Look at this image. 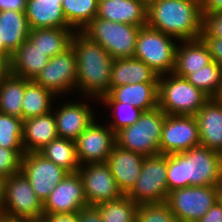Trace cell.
Wrapping results in <instances>:
<instances>
[{
	"mask_svg": "<svg viewBox=\"0 0 222 222\" xmlns=\"http://www.w3.org/2000/svg\"><path fill=\"white\" fill-rule=\"evenodd\" d=\"M77 62L76 94L97 104L110 91L113 57L98 43L90 40L81 31L72 37ZM79 93H78V92ZM96 100V101H95Z\"/></svg>",
	"mask_w": 222,
	"mask_h": 222,
	"instance_id": "cell-1",
	"label": "cell"
},
{
	"mask_svg": "<svg viewBox=\"0 0 222 222\" xmlns=\"http://www.w3.org/2000/svg\"><path fill=\"white\" fill-rule=\"evenodd\" d=\"M167 186H217L222 181V154L204 146L167 155Z\"/></svg>",
	"mask_w": 222,
	"mask_h": 222,
	"instance_id": "cell-2",
	"label": "cell"
},
{
	"mask_svg": "<svg viewBox=\"0 0 222 222\" xmlns=\"http://www.w3.org/2000/svg\"><path fill=\"white\" fill-rule=\"evenodd\" d=\"M199 0H158L147 7V25L180 40L201 38Z\"/></svg>",
	"mask_w": 222,
	"mask_h": 222,
	"instance_id": "cell-3",
	"label": "cell"
},
{
	"mask_svg": "<svg viewBox=\"0 0 222 222\" xmlns=\"http://www.w3.org/2000/svg\"><path fill=\"white\" fill-rule=\"evenodd\" d=\"M210 99L201 89L174 73L159 76L158 107L167 115H190Z\"/></svg>",
	"mask_w": 222,
	"mask_h": 222,
	"instance_id": "cell-4",
	"label": "cell"
},
{
	"mask_svg": "<svg viewBox=\"0 0 222 222\" xmlns=\"http://www.w3.org/2000/svg\"><path fill=\"white\" fill-rule=\"evenodd\" d=\"M166 114L159 108L143 111L133 124L115 134L116 145L144 156L160 154L162 126Z\"/></svg>",
	"mask_w": 222,
	"mask_h": 222,
	"instance_id": "cell-5",
	"label": "cell"
},
{
	"mask_svg": "<svg viewBox=\"0 0 222 222\" xmlns=\"http://www.w3.org/2000/svg\"><path fill=\"white\" fill-rule=\"evenodd\" d=\"M179 40L159 30L142 26L138 32L134 58L143 61L158 76L173 73Z\"/></svg>",
	"mask_w": 222,
	"mask_h": 222,
	"instance_id": "cell-6",
	"label": "cell"
},
{
	"mask_svg": "<svg viewBox=\"0 0 222 222\" xmlns=\"http://www.w3.org/2000/svg\"><path fill=\"white\" fill-rule=\"evenodd\" d=\"M43 215V203L21 171L5 179L0 219L11 222Z\"/></svg>",
	"mask_w": 222,
	"mask_h": 222,
	"instance_id": "cell-7",
	"label": "cell"
},
{
	"mask_svg": "<svg viewBox=\"0 0 222 222\" xmlns=\"http://www.w3.org/2000/svg\"><path fill=\"white\" fill-rule=\"evenodd\" d=\"M140 28L95 17L81 32L100 44L113 59H120L134 57Z\"/></svg>",
	"mask_w": 222,
	"mask_h": 222,
	"instance_id": "cell-8",
	"label": "cell"
},
{
	"mask_svg": "<svg viewBox=\"0 0 222 222\" xmlns=\"http://www.w3.org/2000/svg\"><path fill=\"white\" fill-rule=\"evenodd\" d=\"M166 175L167 155L145 156L139 177L126 196L139 205L166 202L169 194Z\"/></svg>",
	"mask_w": 222,
	"mask_h": 222,
	"instance_id": "cell-9",
	"label": "cell"
},
{
	"mask_svg": "<svg viewBox=\"0 0 222 222\" xmlns=\"http://www.w3.org/2000/svg\"><path fill=\"white\" fill-rule=\"evenodd\" d=\"M34 81L52 92L57 99L61 97L59 100L63 99V96L65 99L66 95L73 96L77 85V62L72 45L50 58Z\"/></svg>",
	"mask_w": 222,
	"mask_h": 222,
	"instance_id": "cell-10",
	"label": "cell"
},
{
	"mask_svg": "<svg viewBox=\"0 0 222 222\" xmlns=\"http://www.w3.org/2000/svg\"><path fill=\"white\" fill-rule=\"evenodd\" d=\"M216 198V186H190L169 192L166 203L179 222H197Z\"/></svg>",
	"mask_w": 222,
	"mask_h": 222,
	"instance_id": "cell-11",
	"label": "cell"
},
{
	"mask_svg": "<svg viewBox=\"0 0 222 222\" xmlns=\"http://www.w3.org/2000/svg\"><path fill=\"white\" fill-rule=\"evenodd\" d=\"M159 146L160 154L165 155L200 146L199 125L196 117L166 114Z\"/></svg>",
	"mask_w": 222,
	"mask_h": 222,
	"instance_id": "cell-12",
	"label": "cell"
},
{
	"mask_svg": "<svg viewBox=\"0 0 222 222\" xmlns=\"http://www.w3.org/2000/svg\"><path fill=\"white\" fill-rule=\"evenodd\" d=\"M97 118L75 140L80 165L107 162L116 144L115 133Z\"/></svg>",
	"mask_w": 222,
	"mask_h": 222,
	"instance_id": "cell-13",
	"label": "cell"
},
{
	"mask_svg": "<svg viewBox=\"0 0 222 222\" xmlns=\"http://www.w3.org/2000/svg\"><path fill=\"white\" fill-rule=\"evenodd\" d=\"M21 172L29 180L42 203L68 173L59 165L45 159L38 152H29L22 156Z\"/></svg>",
	"mask_w": 222,
	"mask_h": 222,
	"instance_id": "cell-14",
	"label": "cell"
},
{
	"mask_svg": "<svg viewBox=\"0 0 222 222\" xmlns=\"http://www.w3.org/2000/svg\"><path fill=\"white\" fill-rule=\"evenodd\" d=\"M78 173L89 206H96L123 196L107 162L80 165Z\"/></svg>",
	"mask_w": 222,
	"mask_h": 222,
	"instance_id": "cell-15",
	"label": "cell"
},
{
	"mask_svg": "<svg viewBox=\"0 0 222 222\" xmlns=\"http://www.w3.org/2000/svg\"><path fill=\"white\" fill-rule=\"evenodd\" d=\"M81 99H86V97H80V101L68 99L62 104L54 105L56 108L53 106L52 111L56 119L58 137L75 141L97 118L94 108L88 101Z\"/></svg>",
	"mask_w": 222,
	"mask_h": 222,
	"instance_id": "cell-16",
	"label": "cell"
},
{
	"mask_svg": "<svg viewBox=\"0 0 222 222\" xmlns=\"http://www.w3.org/2000/svg\"><path fill=\"white\" fill-rule=\"evenodd\" d=\"M88 206L78 172L67 173L43 203L44 216L75 213Z\"/></svg>",
	"mask_w": 222,
	"mask_h": 222,
	"instance_id": "cell-17",
	"label": "cell"
},
{
	"mask_svg": "<svg viewBox=\"0 0 222 222\" xmlns=\"http://www.w3.org/2000/svg\"><path fill=\"white\" fill-rule=\"evenodd\" d=\"M145 156L114 145L107 164L119 190L126 195L134 186L142 169Z\"/></svg>",
	"mask_w": 222,
	"mask_h": 222,
	"instance_id": "cell-18",
	"label": "cell"
},
{
	"mask_svg": "<svg viewBox=\"0 0 222 222\" xmlns=\"http://www.w3.org/2000/svg\"><path fill=\"white\" fill-rule=\"evenodd\" d=\"M200 145L222 154V101L210 98L195 115Z\"/></svg>",
	"mask_w": 222,
	"mask_h": 222,
	"instance_id": "cell-19",
	"label": "cell"
},
{
	"mask_svg": "<svg viewBox=\"0 0 222 222\" xmlns=\"http://www.w3.org/2000/svg\"><path fill=\"white\" fill-rule=\"evenodd\" d=\"M96 17L142 27L147 25V6L141 0H98Z\"/></svg>",
	"mask_w": 222,
	"mask_h": 222,
	"instance_id": "cell-20",
	"label": "cell"
},
{
	"mask_svg": "<svg viewBox=\"0 0 222 222\" xmlns=\"http://www.w3.org/2000/svg\"><path fill=\"white\" fill-rule=\"evenodd\" d=\"M99 102L129 103L143 111L158 107V83H135L112 88Z\"/></svg>",
	"mask_w": 222,
	"mask_h": 222,
	"instance_id": "cell-21",
	"label": "cell"
},
{
	"mask_svg": "<svg viewBox=\"0 0 222 222\" xmlns=\"http://www.w3.org/2000/svg\"><path fill=\"white\" fill-rule=\"evenodd\" d=\"M63 0H26L25 13L30 30L72 28L62 9Z\"/></svg>",
	"mask_w": 222,
	"mask_h": 222,
	"instance_id": "cell-22",
	"label": "cell"
},
{
	"mask_svg": "<svg viewBox=\"0 0 222 222\" xmlns=\"http://www.w3.org/2000/svg\"><path fill=\"white\" fill-rule=\"evenodd\" d=\"M178 44L173 71L176 76L185 78L212 62L209 48L202 38L180 40Z\"/></svg>",
	"mask_w": 222,
	"mask_h": 222,
	"instance_id": "cell-23",
	"label": "cell"
},
{
	"mask_svg": "<svg viewBox=\"0 0 222 222\" xmlns=\"http://www.w3.org/2000/svg\"><path fill=\"white\" fill-rule=\"evenodd\" d=\"M56 138L58 134L53 111L24 120L22 145L25 153L38 152Z\"/></svg>",
	"mask_w": 222,
	"mask_h": 222,
	"instance_id": "cell-24",
	"label": "cell"
},
{
	"mask_svg": "<svg viewBox=\"0 0 222 222\" xmlns=\"http://www.w3.org/2000/svg\"><path fill=\"white\" fill-rule=\"evenodd\" d=\"M159 76L143 61L131 58L114 59L111 69L110 90L135 83H158Z\"/></svg>",
	"mask_w": 222,
	"mask_h": 222,
	"instance_id": "cell-25",
	"label": "cell"
},
{
	"mask_svg": "<svg viewBox=\"0 0 222 222\" xmlns=\"http://www.w3.org/2000/svg\"><path fill=\"white\" fill-rule=\"evenodd\" d=\"M25 10L0 11V43L14 53L29 36Z\"/></svg>",
	"mask_w": 222,
	"mask_h": 222,
	"instance_id": "cell-26",
	"label": "cell"
},
{
	"mask_svg": "<svg viewBox=\"0 0 222 222\" xmlns=\"http://www.w3.org/2000/svg\"><path fill=\"white\" fill-rule=\"evenodd\" d=\"M49 57L28 39L12 54L11 74L34 80L48 64Z\"/></svg>",
	"mask_w": 222,
	"mask_h": 222,
	"instance_id": "cell-27",
	"label": "cell"
},
{
	"mask_svg": "<svg viewBox=\"0 0 222 222\" xmlns=\"http://www.w3.org/2000/svg\"><path fill=\"white\" fill-rule=\"evenodd\" d=\"M73 28H40L29 32L28 40L46 56L52 58L71 46Z\"/></svg>",
	"mask_w": 222,
	"mask_h": 222,
	"instance_id": "cell-28",
	"label": "cell"
},
{
	"mask_svg": "<svg viewBox=\"0 0 222 222\" xmlns=\"http://www.w3.org/2000/svg\"><path fill=\"white\" fill-rule=\"evenodd\" d=\"M29 79L9 74L0 82V112L23 119L22 103Z\"/></svg>",
	"mask_w": 222,
	"mask_h": 222,
	"instance_id": "cell-29",
	"label": "cell"
},
{
	"mask_svg": "<svg viewBox=\"0 0 222 222\" xmlns=\"http://www.w3.org/2000/svg\"><path fill=\"white\" fill-rule=\"evenodd\" d=\"M56 98L52 92L43 88L34 80H30L25 86L23 97V120L49 113L53 110L54 104L57 105Z\"/></svg>",
	"mask_w": 222,
	"mask_h": 222,
	"instance_id": "cell-30",
	"label": "cell"
},
{
	"mask_svg": "<svg viewBox=\"0 0 222 222\" xmlns=\"http://www.w3.org/2000/svg\"><path fill=\"white\" fill-rule=\"evenodd\" d=\"M45 159L59 165L68 173L78 172L80 164L77 158L75 141L56 138L38 151Z\"/></svg>",
	"mask_w": 222,
	"mask_h": 222,
	"instance_id": "cell-31",
	"label": "cell"
},
{
	"mask_svg": "<svg viewBox=\"0 0 222 222\" xmlns=\"http://www.w3.org/2000/svg\"><path fill=\"white\" fill-rule=\"evenodd\" d=\"M62 9L67 23L81 31L97 16L98 0H63Z\"/></svg>",
	"mask_w": 222,
	"mask_h": 222,
	"instance_id": "cell-32",
	"label": "cell"
},
{
	"mask_svg": "<svg viewBox=\"0 0 222 222\" xmlns=\"http://www.w3.org/2000/svg\"><path fill=\"white\" fill-rule=\"evenodd\" d=\"M185 79L210 98H218L222 92V66L214 61L187 75Z\"/></svg>",
	"mask_w": 222,
	"mask_h": 222,
	"instance_id": "cell-33",
	"label": "cell"
},
{
	"mask_svg": "<svg viewBox=\"0 0 222 222\" xmlns=\"http://www.w3.org/2000/svg\"><path fill=\"white\" fill-rule=\"evenodd\" d=\"M138 206V203L126 195L96 205L103 222H136Z\"/></svg>",
	"mask_w": 222,
	"mask_h": 222,
	"instance_id": "cell-34",
	"label": "cell"
},
{
	"mask_svg": "<svg viewBox=\"0 0 222 222\" xmlns=\"http://www.w3.org/2000/svg\"><path fill=\"white\" fill-rule=\"evenodd\" d=\"M104 104L103 106L110 109L109 114L111 120L107 123L108 119L104 122L112 129V131L116 134L118 131L126 128L130 125H133L143 113V110L134 107L129 103H121V102H100ZM112 116V117H111Z\"/></svg>",
	"mask_w": 222,
	"mask_h": 222,
	"instance_id": "cell-35",
	"label": "cell"
},
{
	"mask_svg": "<svg viewBox=\"0 0 222 222\" xmlns=\"http://www.w3.org/2000/svg\"><path fill=\"white\" fill-rule=\"evenodd\" d=\"M24 120L0 112V147L24 149L22 145Z\"/></svg>",
	"mask_w": 222,
	"mask_h": 222,
	"instance_id": "cell-36",
	"label": "cell"
},
{
	"mask_svg": "<svg viewBox=\"0 0 222 222\" xmlns=\"http://www.w3.org/2000/svg\"><path fill=\"white\" fill-rule=\"evenodd\" d=\"M136 222H179L166 202L140 204Z\"/></svg>",
	"mask_w": 222,
	"mask_h": 222,
	"instance_id": "cell-37",
	"label": "cell"
},
{
	"mask_svg": "<svg viewBox=\"0 0 222 222\" xmlns=\"http://www.w3.org/2000/svg\"><path fill=\"white\" fill-rule=\"evenodd\" d=\"M24 149H7L0 147V176L4 179L21 171Z\"/></svg>",
	"mask_w": 222,
	"mask_h": 222,
	"instance_id": "cell-38",
	"label": "cell"
},
{
	"mask_svg": "<svg viewBox=\"0 0 222 222\" xmlns=\"http://www.w3.org/2000/svg\"><path fill=\"white\" fill-rule=\"evenodd\" d=\"M201 37L222 38V10L203 14Z\"/></svg>",
	"mask_w": 222,
	"mask_h": 222,
	"instance_id": "cell-39",
	"label": "cell"
},
{
	"mask_svg": "<svg viewBox=\"0 0 222 222\" xmlns=\"http://www.w3.org/2000/svg\"><path fill=\"white\" fill-rule=\"evenodd\" d=\"M207 44L212 61L222 66V38L201 37Z\"/></svg>",
	"mask_w": 222,
	"mask_h": 222,
	"instance_id": "cell-40",
	"label": "cell"
},
{
	"mask_svg": "<svg viewBox=\"0 0 222 222\" xmlns=\"http://www.w3.org/2000/svg\"><path fill=\"white\" fill-rule=\"evenodd\" d=\"M79 222H103L101 213L96 206H86L78 211Z\"/></svg>",
	"mask_w": 222,
	"mask_h": 222,
	"instance_id": "cell-41",
	"label": "cell"
},
{
	"mask_svg": "<svg viewBox=\"0 0 222 222\" xmlns=\"http://www.w3.org/2000/svg\"><path fill=\"white\" fill-rule=\"evenodd\" d=\"M197 222H222V205L215 202L207 213Z\"/></svg>",
	"mask_w": 222,
	"mask_h": 222,
	"instance_id": "cell-42",
	"label": "cell"
},
{
	"mask_svg": "<svg viewBox=\"0 0 222 222\" xmlns=\"http://www.w3.org/2000/svg\"><path fill=\"white\" fill-rule=\"evenodd\" d=\"M12 54L0 53V82L11 73Z\"/></svg>",
	"mask_w": 222,
	"mask_h": 222,
	"instance_id": "cell-43",
	"label": "cell"
},
{
	"mask_svg": "<svg viewBox=\"0 0 222 222\" xmlns=\"http://www.w3.org/2000/svg\"><path fill=\"white\" fill-rule=\"evenodd\" d=\"M202 15L222 10V0H199Z\"/></svg>",
	"mask_w": 222,
	"mask_h": 222,
	"instance_id": "cell-44",
	"label": "cell"
},
{
	"mask_svg": "<svg viewBox=\"0 0 222 222\" xmlns=\"http://www.w3.org/2000/svg\"><path fill=\"white\" fill-rule=\"evenodd\" d=\"M26 0H0L2 10H25Z\"/></svg>",
	"mask_w": 222,
	"mask_h": 222,
	"instance_id": "cell-45",
	"label": "cell"
},
{
	"mask_svg": "<svg viewBox=\"0 0 222 222\" xmlns=\"http://www.w3.org/2000/svg\"><path fill=\"white\" fill-rule=\"evenodd\" d=\"M52 222H79L78 212L47 215Z\"/></svg>",
	"mask_w": 222,
	"mask_h": 222,
	"instance_id": "cell-46",
	"label": "cell"
},
{
	"mask_svg": "<svg viewBox=\"0 0 222 222\" xmlns=\"http://www.w3.org/2000/svg\"><path fill=\"white\" fill-rule=\"evenodd\" d=\"M217 189V202L222 205V181L216 186Z\"/></svg>",
	"mask_w": 222,
	"mask_h": 222,
	"instance_id": "cell-47",
	"label": "cell"
},
{
	"mask_svg": "<svg viewBox=\"0 0 222 222\" xmlns=\"http://www.w3.org/2000/svg\"><path fill=\"white\" fill-rule=\"evenodd\" d=\"M4 181L5 179L2 176H0V209L3 203Z\"/></svg>",
	"mask_w": 222,
	"mask_h": 222,
	"instance_id": "cell-48",
	"label": "cell"
},
{
	"mask_svg": "<svg viewBox=\"0 0 222 222\" xmlns=\"http://www.w3.org/2000/svg\"><path fill=\"white\" fill-rule=\"evenodd\" d=\"M11 222H40V217L36 219H19Z\"/></svg>",
	"mask_w": 222,
	"mask_h": 222,
	"instance_id": "cell-49",
	"label": "cell"
},
{
	"mask_svg": "<svg viewBox=\"0 0 222 222\" xmlns=\"http://www.w3.org/2000/svg\"><path fill=\"white\" fill-rule=\"evenodd\" d=\"M0 53H12L4 43H0Z\"/></svg>",
	"mask_w": 222,
	"mask_h": 222,
	"instance_id": "cell-50",
	"label": "cell"
},
{
	"mask_svg": "<svg viewBox=\"0 0 222 222\" xmlns=\"http://www.w3.org/2000/svg\"><path fill=\"white\" fill-rule=\"evenodd\" d=\"M40 222H52L47 216H41L40 217Z\"/></svg>",
	"mask_w": 222,
	"mask_h": 222,
	"instance_id": "cell-51",
	"label": "cell"
},
{
	"mask_svg": "<svg viewBox=\"0 0 222 222\" xmlns=\"http://www.w3.org/2000/svg\"><path fill=\"white\" fill-rule=\"evenodd\" d=\"M141 1L148 7L151 3L158 1V0H141Z\"/></svg>",
	"mask_w": 222,
	"mask_h": 222,
	"instance_id": "cell-52",
	"label": "cell"
},
{
	"mask_svg": "<svg viewBox=\"0 0 222 222\" xmlns=\"http://www.w3.org/2000/svg\"><path fill=\"white\" fill-rule=\"evenodd\" d=\"M218 98L222 101V92H221V94H220V96Z\"/></svg>",
	"mask_w": 222,
	"mask_h": 222,
	"instance_id": "cell-53",
	"label": "cell"
},
{
	"mask_svg": "<svg viewBox=\"0 0 222 222\" xmlns=\"http://www.w3.org/2000/svg\"><path fill=\"white\" fill-rule=\"evenodd\" d=\"M0 222H9V221H5V220H3V219H0Z\"/></svg>",
	"mask_w": 222,
	"mask_h": 222,
	"instance_id": "cell-54",
	"label": "cell"
}]
</instances>
